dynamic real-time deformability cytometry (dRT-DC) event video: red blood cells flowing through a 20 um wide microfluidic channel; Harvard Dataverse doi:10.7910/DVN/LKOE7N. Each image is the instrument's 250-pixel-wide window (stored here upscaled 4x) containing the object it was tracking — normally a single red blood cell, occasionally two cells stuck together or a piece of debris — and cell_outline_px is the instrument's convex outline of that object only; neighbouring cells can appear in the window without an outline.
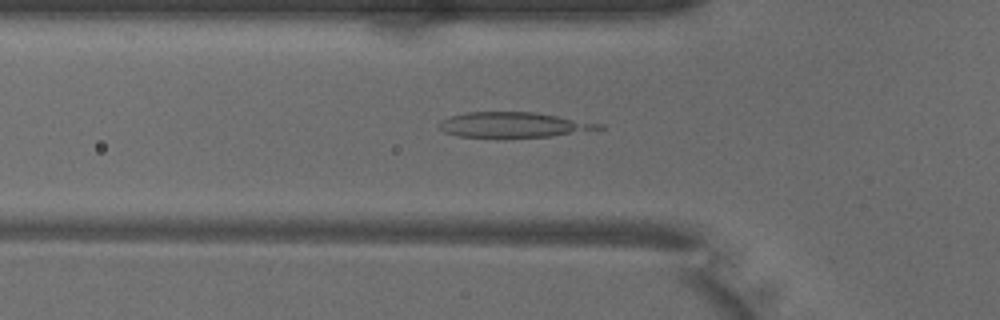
{"species": "common noctule bat (a hibernating species)", "species_latin": "Nyctalus noctula", "temperature_condition": "warm", "stored_images_in_passage": 49, "camera_frame_rate_fps": 3000, "um_per_image_px": 0.085, "animal": {"sex": "male", "body_mass_g": 18.8}, "frame": {"image": 1, "passage_image": 16, "time_ms": 5.0, "image_size_px": [1000, 320], "cell_outline_px": [[604, 128], [600, 132], [500, 140], [496, 140], [456, 136], [444, 132], [440, 128], [440, 120], [452, 116], [468, 112], [536, 112], [604, 124]], "centroid_in_image_um": [43.75, 10.67], "position_along_channel_um": 82.0, "area_um2": 24.91}}
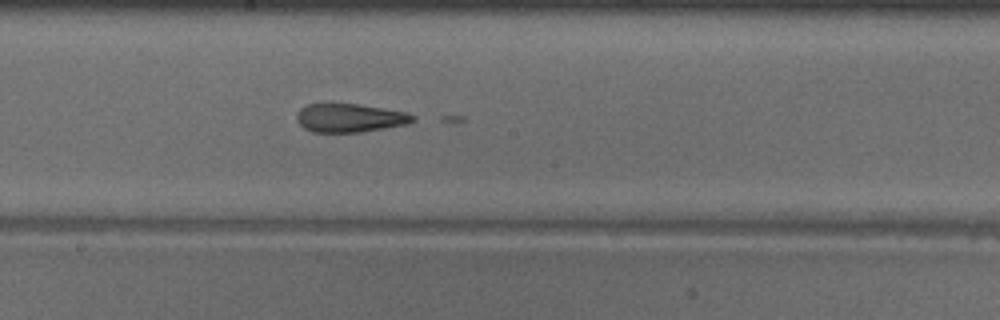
{"frame": {"image": 2, "passage_image": 26, "time_ms": 8.333, "image_size_px": [1000, 320], "cell_outline_px": [[416, 120], [408, 124], [360, 132], [312, 132], [304, 128], [296, 120], [296, 112], [300, 108], [308, 104], [320, 100], [328, 100], [360, 104], [408, 112], [416, 116]], "centroid_in_image_um": [29.68, 9.96], "position_along_channel_um": 218.5, "area_um2": 20.35}}
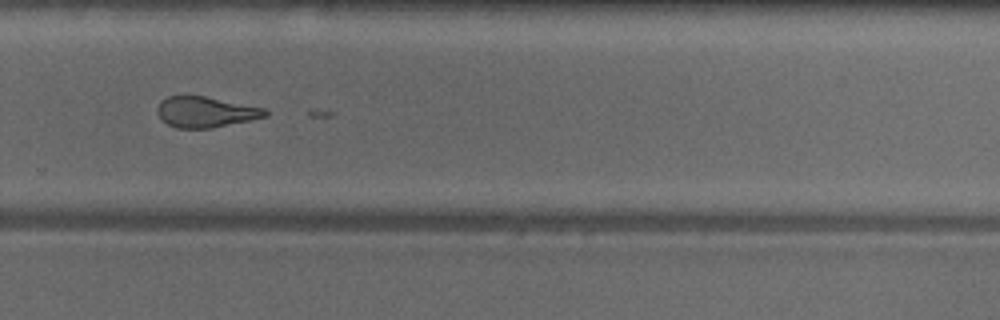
{"frame": {"image": 3, "passage_image": 33, "time_ms": 10.667, "image_size_px": [1000, 320], "cell_outline_px": [[268, 116], [212, 128], [176, 128], [168, 124], [156, 112], [156, 108], [160, 100], [168, 96], [204, 96], [264, 108], [268, 112]], "centroid_in_image_um": [17.45, 9.52], "position_along_channel_um": 312.4, "area_um2": 19.13}}